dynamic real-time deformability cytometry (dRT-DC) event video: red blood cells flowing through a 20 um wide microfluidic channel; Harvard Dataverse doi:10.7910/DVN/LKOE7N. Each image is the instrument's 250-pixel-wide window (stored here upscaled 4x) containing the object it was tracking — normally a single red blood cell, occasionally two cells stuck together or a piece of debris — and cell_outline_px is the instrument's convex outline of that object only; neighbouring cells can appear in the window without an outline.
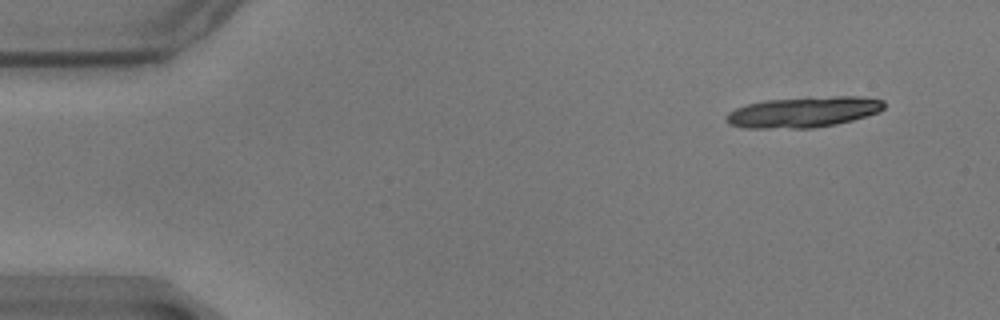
{"species": "common noctule bat (a hibernating species)", "species_latin": "Nyctalus noctula", "temperature_condition": "warm", "stored_images_in_passage": 15, "camera_frame_rate_fps": 3000, "um_per_image_px": 0.085, "animal": {"sex": "male", "body_mass_g": 17.9}, "frame": {"image": 1, "passage_image": 1, "time_ms": 0.0, "image_size_px": [1000, 320], "cell_outline_px": [[884, 108], [880, 112], [852, 120], [836, 124], [812, 128], [744, 128], [728, 124], [724, 120], [724, 116], [728, 112], [736, 108], [748, 104], [764, 100], [836, 96], [860, 96], [884, 100]], "centroid_in_image_um": [68.27, 9.53], "position_along_channel_um": 16.7, "area_um2": 28.32}}